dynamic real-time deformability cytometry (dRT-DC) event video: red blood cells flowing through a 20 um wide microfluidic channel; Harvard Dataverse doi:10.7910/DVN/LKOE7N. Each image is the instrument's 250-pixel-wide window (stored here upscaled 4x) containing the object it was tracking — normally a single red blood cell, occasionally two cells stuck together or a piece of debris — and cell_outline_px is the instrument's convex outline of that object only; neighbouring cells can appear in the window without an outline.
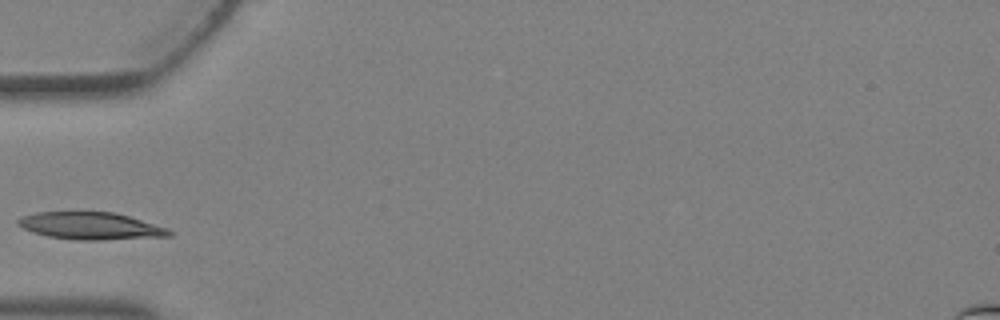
{"species": "Egyptian fruit bat (a non-hibernating species)", "species_latin": "Rousettus aegyptiacus", "temperature_condition": "warm", "stored_images_in_passage": 1, "camera_frame_rate_fps": 3000, "um_per_image_px": 0.085, "animal": {"sex": "female"}, "frame": {"image": 1, "passage_image": 1, "time_ms": 0.0, "image_size_px": [1000, 320], "cell_outline_px": [[176, 232], [172, 236], [100, 240], [76, 240], [48, 236], [32, 232], [16, 224], [16, 220], [20, 216], [36, 212], [112, 212], [128, 216], [168, 228]], "centroid_in_image_um": [7.71, 19.21], "position_along_channel_um": 77.3, "area_um2": 24.1}}